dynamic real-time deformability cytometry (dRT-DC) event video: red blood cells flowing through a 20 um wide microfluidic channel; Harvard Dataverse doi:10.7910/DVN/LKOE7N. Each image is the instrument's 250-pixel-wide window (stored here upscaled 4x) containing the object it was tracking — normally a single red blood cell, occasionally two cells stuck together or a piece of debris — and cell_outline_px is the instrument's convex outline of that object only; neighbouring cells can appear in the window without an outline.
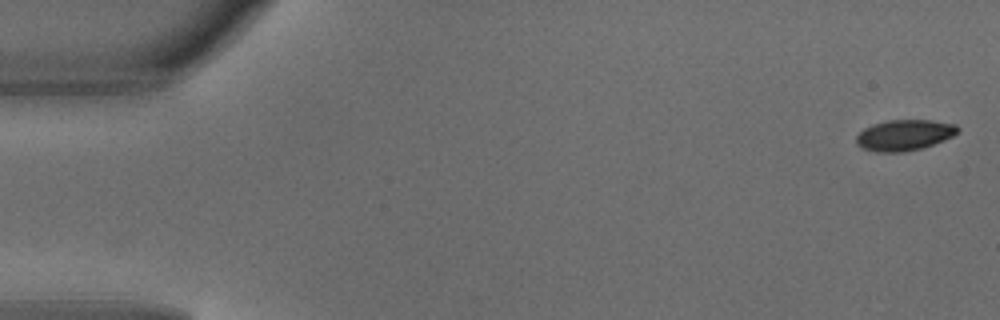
{"species": "common noctule bat (a hibernating species)", "species_latin": "Nyctalus noctula", "temperature_condition": "warm", "stored_images_in_passage": 5, "camera_frame_rate_fps": 3000, "um_per_image_px": 0.085, "animal": {"sex": "male", "body_mass_g": 18.8}, "frame": {"image": 1, "passage_image": 1, "time_ms": 0.0, "image_size_px": [1000, 320], "cell_outline_px": [[960, 128], [952, 136], [944, 140], [920, 148], [904, 152], [876, 152], [864, 148], [856, 144], [856, 136], [864, 128], [872, 124], [888, 120], [928, 120], [956, 124]], "centroid_in_image_um": [76.84, 11.48], "position_along_channel_um": 8.2, "area_um2": 18.09}}